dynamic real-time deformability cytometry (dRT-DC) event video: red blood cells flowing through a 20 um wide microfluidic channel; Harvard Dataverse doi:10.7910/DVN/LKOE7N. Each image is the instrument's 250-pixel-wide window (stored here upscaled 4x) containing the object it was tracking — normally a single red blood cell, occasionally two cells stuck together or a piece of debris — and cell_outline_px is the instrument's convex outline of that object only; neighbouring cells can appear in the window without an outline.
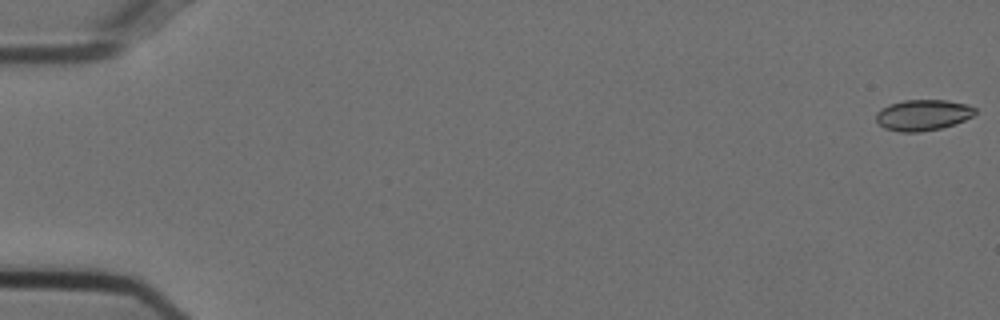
{"species": "Egyptian fruit bat (a non-hibernating species)", "species_latin": "Rousettus aegyptiacus", "temperature_condition": "cold", "stored_images_in_passage": 10, "camera_frame_rate_fps": 3000, "um_per_image_px": 0.085, "animal": {"sex": "female"}, "frame": {"image": 1, "passage_image": 1, "time_ms": 0.0, "image_size_px": [1000, 320], "cell_outline_px": [[976, 112], [972, 116], [964, 120], [940, 128], [920, 132], [900, 132], [884, 128], [876, 120], [876, 112], [880, 108], [888, 104], [904, 100], [948, 100], [968, 104], [976, 108]], "centroid_in_image_um": [78.42, 9.76], "position_along_channel_um": 6.6, "area_um2": 17.92}}